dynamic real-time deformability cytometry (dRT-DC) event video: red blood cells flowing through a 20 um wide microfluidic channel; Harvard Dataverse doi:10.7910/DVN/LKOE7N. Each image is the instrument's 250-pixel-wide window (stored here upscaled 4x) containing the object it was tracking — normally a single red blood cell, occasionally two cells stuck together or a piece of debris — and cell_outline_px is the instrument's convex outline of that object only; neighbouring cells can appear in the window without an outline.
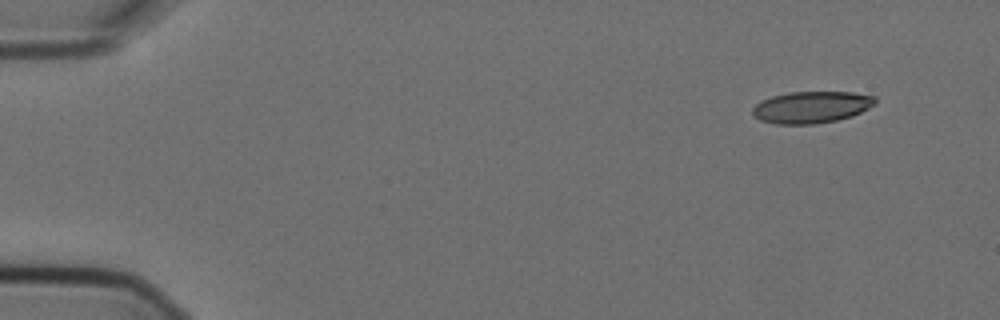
{"species": "Egyptian fruit bat (a non-hibernating species)", "species_latin": "Rousettus aegyptiacus", "temperature_condition": "cold", "stored_images_in_passage": 4, "camera_frame_rate_fps": 3000, "um_per_image_px": 0.085, "animal": {"sex": "female"}, "frame": {"image": 1, "passage_image": 1, "time_ms": 0.0, "image_size_px": [1000, 320], "cell_outline_px": [[876, 104], [852, 116], [836, 120], [816, 124], [776, 124], [760, 120], [752, 112], [752, 108], [756, 104], [772, 96], [788, 92], [852, 92], [876, 96]], "centroid_in_image_um": [69.0, 9.11], "position_along_channel_um": 16.0, "area_um2": 22.66}}